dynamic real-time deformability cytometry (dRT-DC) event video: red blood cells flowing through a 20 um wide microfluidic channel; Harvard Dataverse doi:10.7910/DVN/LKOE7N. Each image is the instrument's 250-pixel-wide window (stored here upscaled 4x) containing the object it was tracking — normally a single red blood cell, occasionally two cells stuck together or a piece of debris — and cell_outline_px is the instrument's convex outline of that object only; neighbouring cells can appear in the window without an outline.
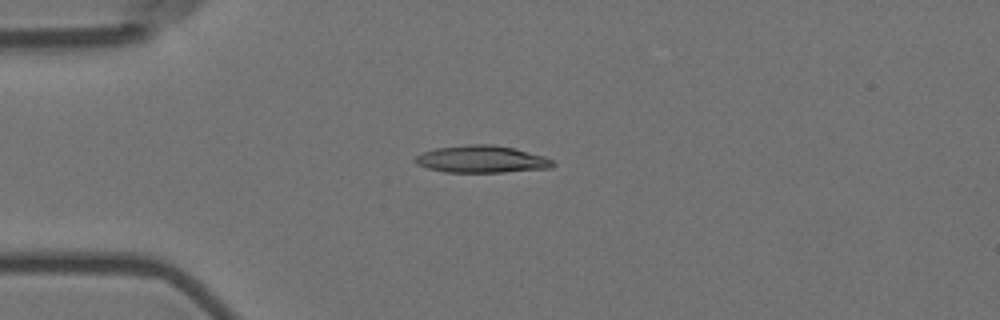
{"species": "Egyptian fruit bat (a non-hibernating species)", "species_latin": "Rousettus aegyptiacus", "temperature_condition": "room temperature", "stored_images_in_passage": 6, "camera_frame_rate_fps": 3000, "um_per_image_px": 0.085, "animal": {"sex": "female"}, "frame": {"image": 1, "passage_image": 4, "time_ms": 1.0, "image_size_px": [1000, 320], "cell_outline_px": [[556, 164], [552, 168], [504, 172], [444, 172], [428, 168], [416, 164], [416, 156], [424, 152], [436, 148], [468, 144], [492, 144], [512, 148], [544, 156], [552, 160]], "centroid_in_image_um": [40.96, 13.54], "position_along_channel_um": 44.0, "area_um2": 21.68}}
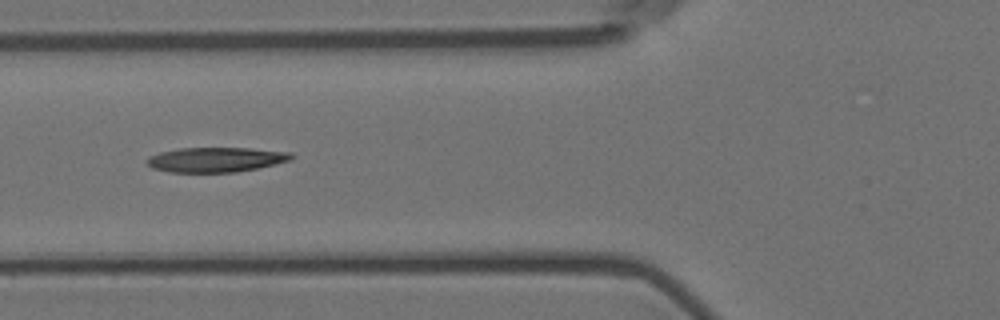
{"frame": {"image": 2, "passage_image": 6, "time_ms": 1.667, "image_size_px": [1000, 320], "cell_outline_px": [[296, 156], [292, 160], [260, 168], [236, 172], [172, 172], [152, 168], [144, 160], [148, 156], [160, 152], [180, 148], [248, 148], [292, 152]], "centroid_in_image_um": [18.39, 13.57], "position_along_channel_um": 107.4, "area_um2": 21.1}}